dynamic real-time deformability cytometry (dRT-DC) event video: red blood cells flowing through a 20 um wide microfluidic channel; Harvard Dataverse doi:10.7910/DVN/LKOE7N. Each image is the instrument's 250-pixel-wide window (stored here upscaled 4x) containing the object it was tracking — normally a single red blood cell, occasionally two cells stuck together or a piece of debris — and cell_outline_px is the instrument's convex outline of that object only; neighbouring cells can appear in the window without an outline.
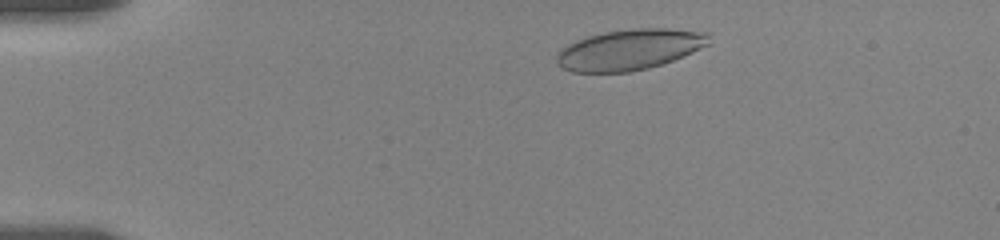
{"species": "human", "species_latin": "Homo sapiens", "temperature_condition": "room temperature", "stored_images_in_passage": 51, "camera_frame_rate_fps": 3000, "um_per_image_px": 0.085, "donor": {"sex": "female"}, "frame": {"image": 1, "passage_image": 5, "time_ms": 1.333, "image_size_px": [1000, 240], "cell_outline_px": [[708, 44], [692, 52], [672, 60], [648, 68], [628, 72], [572, 72], [560, 68], [556, 60], [556, 52], [560, 48], [576, 40], [588, 36], [604, 32], [632, 28], [668, 28], [708, 32]], "centroid_in_image_um": [53.45, 4.21], "position_along_channel_um": 31.6, "area_um2": 36.13}}
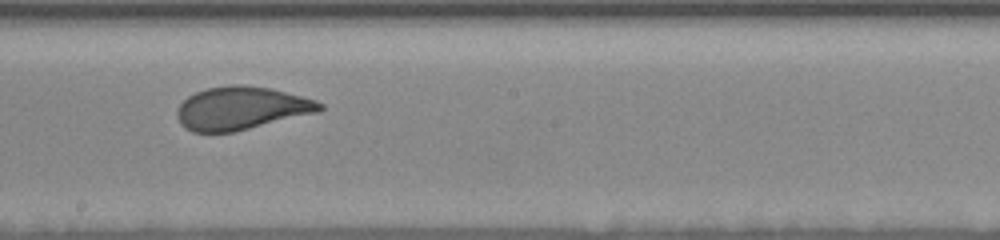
{"frame": {"image": 2, "passage_image": 27, "time_ms": 8.667, "image_size_px": [1000, 240], "cell_outline_px": [[324, 108], [320, 112], [232, 132], [192, 132], [184, 128], [180, 124], [176, 116], [176, 112], [180, 104], [188, 96], [196, 92], [208, 88], [232, 84], [240, 84], [272, 88], [316, 100], [324, 104]], "centroid_in_image_um": [20.52, 9.19], "position_along_channel_um": 227.7, "area_um2": 35.95}}
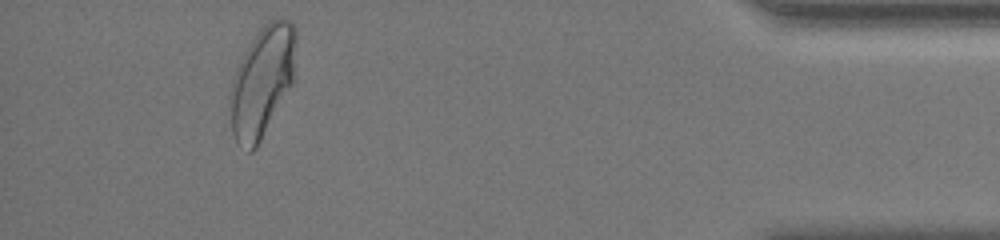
{"frame": {"image": 3, "passage_image": 47, "time_ms": 15.333, "image_size_px": [1000, 240], "cell_outline_px": [[296, 40], [292, 80], [256, 148], [252, 152], [248, 152], [236, 144], [232, 132], [232, 80], [236, 68], [244, 52], [260, 28], [268, 20], [288, 20], [296, 28]], "centroid_in_image_um": [22.27, 6.91], "position_along_channel_um": 412.9, "area_um2": 41.04}, "authors_computed_cell_mechanics": {"area_um2": 36.125, "velocity_mm_per_s": 3.532, "shape_relaxation_time_tau1_ms": 4.0695, "shape_relaxation_time_tau2_ms": null, "deformation_change_tau1": 0.1448, "deformation_change_tau2": null}}